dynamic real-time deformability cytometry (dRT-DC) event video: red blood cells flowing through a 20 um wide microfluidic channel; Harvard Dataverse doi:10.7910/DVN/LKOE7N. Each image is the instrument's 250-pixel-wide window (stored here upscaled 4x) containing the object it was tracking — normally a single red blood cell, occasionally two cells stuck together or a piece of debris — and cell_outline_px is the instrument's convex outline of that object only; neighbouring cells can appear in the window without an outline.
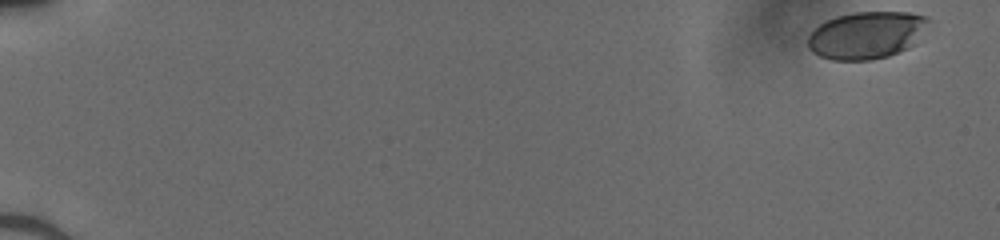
{"species": "human", "species_latin": "Homo sapiens", "temperature_condition": "cold", "stored_images_in_passage": 51, "camera_frame_rate_fps": 3000, "um_per_image_px": 0.085, "donor": {"sex": "male"}, "frame": {"image": 1, "passage_image": 1, "time_ms": 0.0, "image_size_px": [1000, 240], "cell_outline_px": [[928, 20], [912, 44], [908, 48], [888, 56], [872, 60], [832, 60], [820, 56], [812, 52], [808, 48], [808, 36], [820, 24], [836, 16], [856, 12], [908, 12], [924, 16]], "centroid_in_image_um": [73.58, 3.0], "position_along_channel_um": 11.4, "area_um2": 32.6}}
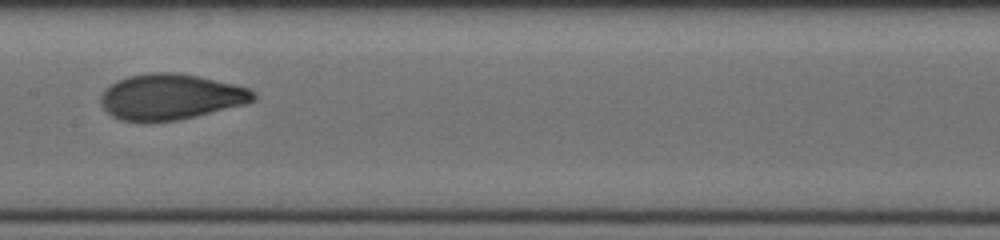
{"frame": {"image": 2, "passage_image": 28, "time_ms": 9.0, "image_size_px": [1000, 240], "cell_outline_px": [[256, 100], [244, 104], [180, 120], [144, 124], [120, 120], [112, 116], [104, 108], [100, 100], [100, 96], [112, 84], [120, 80], [132, 76], [152, 72], [172, 72], [196, 76], [232, 84], [248, 88], [256, 96]], "centroid_in_image_um": [14.48, 8.27], "position_along_channel_um": 192.9, "area_um2": 40.52}}
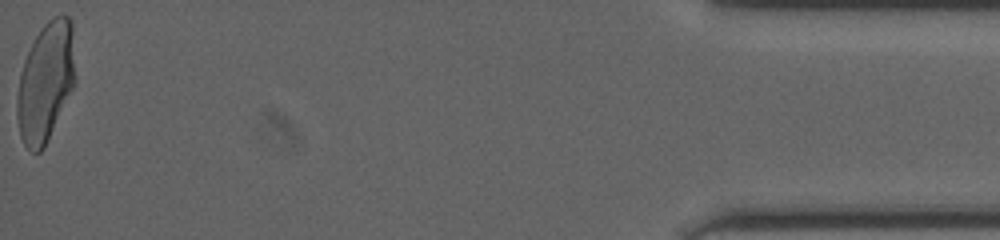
{"frame": {"image": 3, "passage_image": 51, "time_ms": 16.667, "image_size_px": [1000, 240], "cell_outline_px": [[76, 80], [44, 148], [40, 152], [32, 152], [24, 144], [20, 136], [16, 116], [16, 100], [20, 72], [24, 60], [40, 28], [52, 16], [68, 16], [72, 20]], "centroid_in_image_um": [3.87, 6.96], "position_along_channel_um": 431.3, "area_um2": 40.52}}